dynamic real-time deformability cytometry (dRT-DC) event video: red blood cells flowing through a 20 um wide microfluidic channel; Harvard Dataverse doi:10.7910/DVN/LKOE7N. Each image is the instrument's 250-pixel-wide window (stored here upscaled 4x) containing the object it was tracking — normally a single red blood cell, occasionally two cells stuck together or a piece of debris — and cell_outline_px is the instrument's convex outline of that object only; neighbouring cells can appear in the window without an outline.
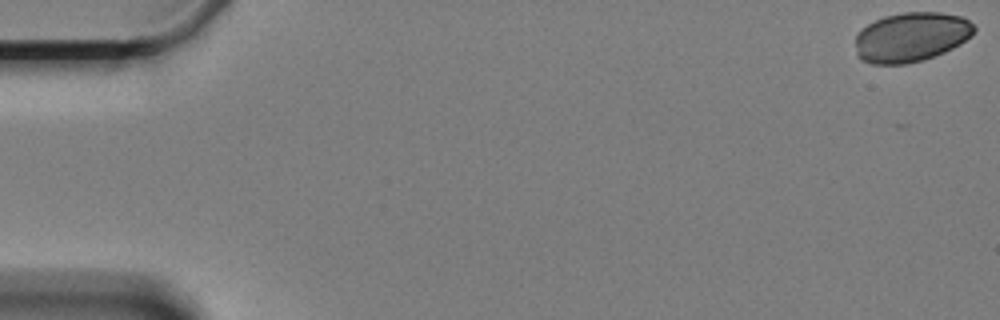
{"species": "Egyptian fruit bat (a non-hibernating species)", "species_latin": "Rousettus aegyptiacus", "temperature_condition": "cold", "stored_images_in_passage": 31, "camera_frame_rate_fps": 3000, "um_per_image_px": 0.085, "animal": {"sex": "female"}, "frame": {"image": 1, "passage_image": 1, "time_ms": 0.0, "image_size_px": [1000, 320], "cell_outline_px": [[976, 28], [972, 36], [960, 44], [944, 52], [924, 60], [904, 64], [872, 64], [860, 60], [856, 52], [856, 32], [868, 24], [884, 16], [904, 12], [940, 12], [960, 16], [968, 20]], "centroid_in_image_um": [77.43, 3.15], "position_along_channel_um": 7.6, "area_um2": 34.45}}
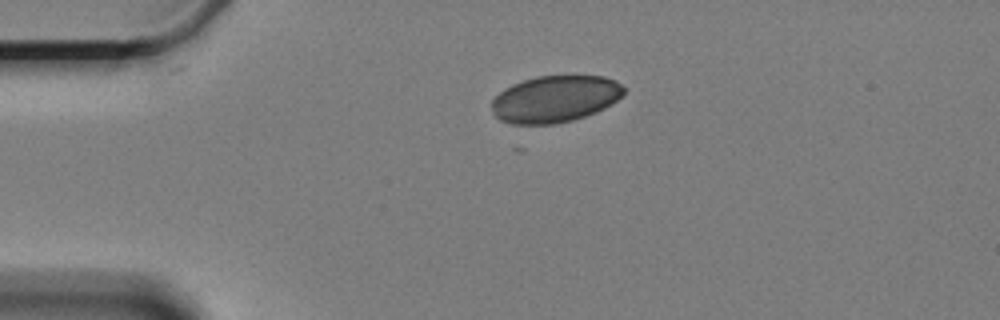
{"frame": {"image": 2, "passage_image": 14, "time_ms": 4.333, "image_size_px": [1000, 320], "cell_outline_px": [[624, 92], [616, 100], [604, 108], [584, 116], [572, 120], [556, 124], [512, 124], [500, 120], [492, 112], [492, 100], [504, 88], [512, 84], [536, 76], [604, 76], [616, 80], [624, 88]], "centroid_in_image_um": [47.15, 8.41], "position_along_channel_um": 37.9, "area_um2": 35.84}}
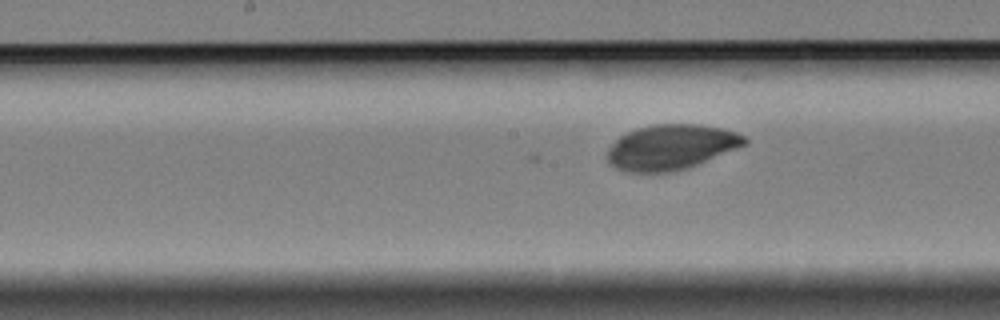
{"frame": {"image": 3, "passage_image": 31, "time_ms": 10.0, "image_size_px": [1000, 320], "cell_outline_px": [[748, 144], [700, 164], [688, 168], [672, 172], [628, 172], [616, 168], [608, 164], [604, 156], [608, 148], [620, 136], [636, 128], [652, 124], [700, 124], [720, 128], [736, 132], [744, 136], [748, 140]], "centroid_in_image_um": [57.03, 12.51], "position_along_channel_um": 191.2, "area_um2": 36.59}}